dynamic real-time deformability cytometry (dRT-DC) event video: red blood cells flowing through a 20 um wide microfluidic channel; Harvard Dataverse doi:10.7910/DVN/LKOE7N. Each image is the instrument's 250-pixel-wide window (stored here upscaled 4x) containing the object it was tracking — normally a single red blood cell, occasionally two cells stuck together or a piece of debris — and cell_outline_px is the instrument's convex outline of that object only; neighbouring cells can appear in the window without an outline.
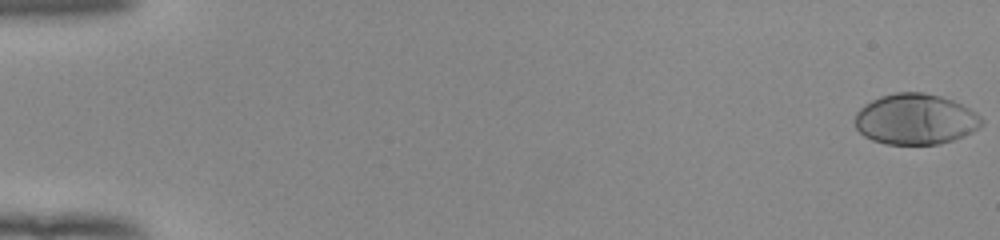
{"species": "human", "species_latin": "Homo sapiens", "temperature_condition": "room temperature", "stored_images_in_passage": 54, "camera_frame_rate_fps": 3000, "um_per_image_px": 0.085, "donor": {"sex": "female"}, "frame": {"image": 1, "passage_image": 1, "time_ms": 0.0, "image_size_px": [1000, 240], "cell_outline_px": [[984, 124], [980, 128], [964, 136], [940, 144], [884, 144], [872, 140], [864, 136], [856, 128], [856, 112], [864, 104], [880, 96], [896, 92], [924, 92], [940, 96], [952, 100], [976, 112], [984, 120]], "centroid_in_image_um": [77.83, 10.13], "position_along_channel_um": 7.2, "area_um2": 37.63}}
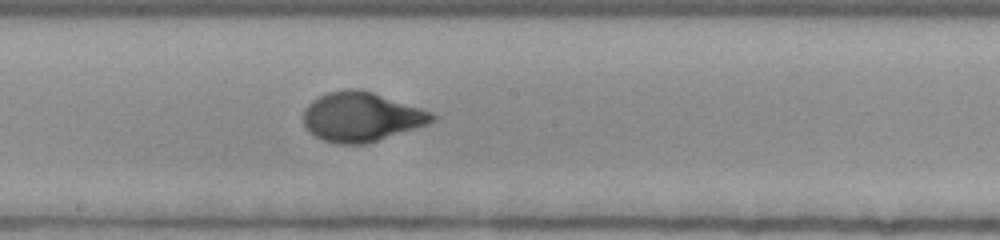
{"frame": {"image": 2, "passage_image": 31, "time_ms": 10.0, "image_size_px": [1000, 240], "cell_outline_px": [[440, 116], [436, 120], [428, 124], [364, 144], [340, 144], [320, 140], [308, 132], [304, 124], [304, 108], [312, 100], [328, 92], [348, 88], [356, 88], [372, 92], [432, 112]], "centroid_in_image_um": [30.69, 9.93], "position_along_channel_um": 217.5, "area_um2": 36.99}}
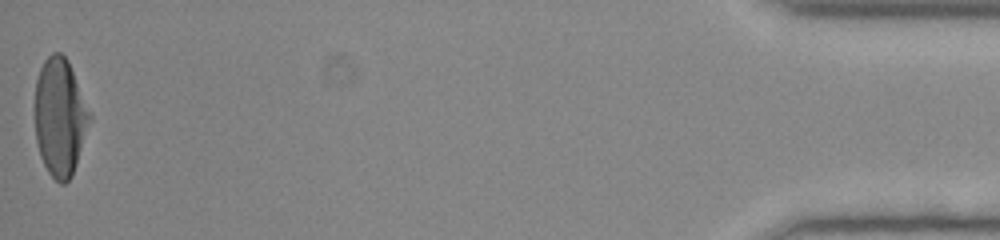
{"frame": {"image": 3, "passage_image": 54, "time_ms": 17.667, "image_size_px": [1000, 240], "cell_outline_px": [[92, 120], [72, 176], [64, 184], [60, 184], [48, 172], [40, 156], [36, 140], [36, 80], [40, 68], [44, 60], [52, 52], [60, 52], [68, 60], [92, 116]], "centroid_in_image_um": [5.12, 9.96], "position_along_channel_um": 430.1, "area_um2": 37.57}, "authors_computed_cell_mechanics": {"area_um2": 36.5585, "velocity_mm_per_s": 3.9235, "shape_relaxation_time_tau1_ms": 3.8232, "shape_relaxation_time_tau2_ms": null, "deformation_change_tau1": 0.2112, "deformation_change_tau2": null}}